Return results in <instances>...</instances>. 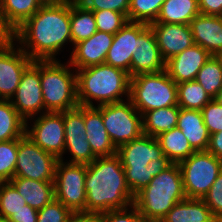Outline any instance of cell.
<instances>
[{"instance_id":"obj_13","label":"cell","mask_w":222,"mask_h":222,"mask_svg":"<svg viewBox=\"0 0 222 222\" xmlns=\"http://www.w3.org/2000/svg\"><path fill=\"white\" fill-rule=\"evenodd\" d=\"M13 40L0 42V99L10 100L33 60Z\"/></svg>"},{"instance_id":"obj_42","label":"cell","mask_w":222,"mask_h":222,"mask_svg":"<svg viewBox=\"0 0 222 222\" xmlns=\"http://www.w3.org/2000/svg\"><path fill=\"white\" fill-rule=\"evenodd\" d=\"M201 113L210 135L222 131V105L212 99L201 109Z\"/></svg>"},{"instance_id":"obj_17","label":"cell","mask_w":222,"mask_h":222,"mask_svg":"<svg viewBox=\"0 0 222 222\" xmlns=\"http://www.w3.org/2000/svg\"><path fill=\"white\" fill-rule=\"evenodd\" d=\"M150 27L165 62L195 44L190 25L153 22Z\"/></svg>"},{"instance_id":"obj_5","label":"cell","mask_w":222,"mask_h":222,"mask_svg":"<svg viewBox=\"0 0 222 222\" xmlns=\"http://www.w3.org/2000/svg\"><path fill=\"white\" fill-rule=\"evenodd\" d=\"M68 64V65H67ZM60 60H40V80L45 112H64L79 106L76 70Z\"/></svg>"},{"instance_id":"obj_16","label":"cell","mask_w":222,"mask_h":222,"mask_svg":"<svg viewBox=\"0 0 222 222\" xmlns=\"http://www.w3.org/2000/svg\"><path fill=\"white\" fill-rule=\"evenodd\" d=\"M165 70L154 31L148 25L137 38V47L132 55L130 77L144 73H155Z\"/></svg>"},{"instance_id":"obj_31","label":"cell","mask_w":222,"mask_h":222,"mask_svg":"<svg viewBox=\"0 0 222 222\" xmlns=\"http://www.w3.org/2000/svg\"><path fill=\"white\" fill-rule=\"evenodd\" d=\"M1 4L4 19L13 31L43 6L40 0H1Z\"/></svg>"},{"instance_id":"obj_24","label":"cell","mask_w":222,"mask_h":222,"mask_svg":"<svg viewBox=\"0 0 222 222\" xmlns=\"http://www.w3.org/2000/svg\"><path fill=\"white\" fill-rule=\"evenodd\" d=\"M26 200L27 205L42 209L55 198L54 181H37L25 177H14L9 181Z\"/></svg>"},{"instance_id":"obj_44","label":"cell","mask_w":222,"mask_h":222,"mask_svg":"<svg viewBox=\"0 0 222 222\" xmlns=\"http://www.w3.org/2000/svg\"><path fill=\"white\" fill-rule=\"evenodd\" d=\"M38 210L29 205L23 206V209L14 212L9 218V222H37Z\"/></svg>"},{"instance_id":"obj_14","label":"cell","mask_w":222,"mask_h":222,"mask_svg":"<svg viewBox=\"0 0 222 222\" xmlns=\"http://www.w3.org/2000/svg\"><path fill=\"white\" fill-rule=\"evenodd\" d=\"M65 129L64 153L70 152L72 159L70 164H90L97 156L93 153L87 141L86 127L84 123V106L66 110L63 112Z\"/></svg>"},{"instance_id":"obj_25","label":"cell","mask_w":222,"mask_h":222,"mask_svg":"<svg viewBox=\"0 0 222 222\" xmlns=\"http://www.w3.org/2000/svg\"><path fill=\"white\" fill-rule=\"evenodd\" d=\"M160 222H219L202 199L177 202Z\"/></svg>"},{"instance_id":"obj_3","label":"cell","mask_w":222,"mask_h":222,"mask_svg":"<svg viewBox=\"0 0 222 222\" xmlns=\"http://www.w3.org/2000/svg\"><path fill=\"white\" fill-rule=\"evenodd\" d=\"M129 73L122 69L107 64H99L76 70L77 100L78 104L94 107L93 101H98L97 106L119 103L125 94L130 95Z\"/></svg>"},{"instance_id":"obj_6","label":"cell","mask_w":222,"mask_h":222,"mask_svg":"<svg viewBox=\"0 0 222 222\" xmlns=\"http://www.w3.org/2000/svg\"><path fill=\"white\" fill-rule=\"evenodd\" d=\"M129 100L142 115L153 109L178 105L177 83L163 70L133 76Z\"/></svg>"},{"instance_id":"obj_22","label":"cell","mask_w":222,"mask_h":222,"mask_svg":"<svg viewBox=\"0 0 222 222\" xmlns=\"http://www.w3.org/2000/svg\"><path fill=\"white\" fill-rule=\"evenodd\" d=\"M84 123L87 141L97 157L111 156L117 153V149L112 144L103 124L102 114L96 105L94 107L84 106Z\"/></svg>"},{"instance_id":"obj_7","label":"cell","mask_w":222,"mask_h":222,"mask_svg":"<svg viewBox=\"0 0 222 222\" xmlns=\"http://www.w3.org/2000/svg\"><path fill=\"white\" fill-rule=\"evenodd\" d=\"M179 168L186 198L203 199L222 171V159L208 151H195Z\"/></svg>"},{"instance_id":"obj_49","label":"cell","mask_w":222,"mask_h":222,"mask_svg":"<svg viewBox=\"0 0 222 222\" xmlns=\"http://www.w3.org/2000/svg\"><path fill=\"white\" fill-rule=\"evenodd\" d=\"M43 5H51V4H67L68 0H40Z\"/></svg>"},{"instance_id":"obj_20","label":"cell","mask_w":222,"mask_h":222,"mask_svg":"<svg viewBox=\"0 0 222 222\" xmlns=\"http://www.w3.org/2000/svg\"><path fill=\"white\" fill-rule=\"evenodd\" d=\"M122 167L144 168L150 161L160 159L163 152L155 137L142 134L117 149Z\"/></svg>"},{"instance_id":"obj_43","label":"cell","mask_w":222,"mask_h":222,"mask_svg":"<svg viewBox=\"0 0 222 222\" xmlns=\"http://www.w3.org/2000/svg\"><path fill=\"white\" fill-rule=\"evenodd\" d=\"M80 4L91 11L113 10L128 18L130 0H81Z\"/></svg>"},{"instance_id":"obj_33","label":"cell","mask_w":222,"mask_h":222,"mask_svg":"<svg viewBox=\"0 0 222 222\" xmlns=\"http://www.w3.org/2000/svg\"><path fill=\"white\" fill-rule=\"evenodd\" d=\"M178 106L183 109L201 110L212 98L194 81L177 84Z\"/></svg>"},{"instance_id":"obj_15","label":"cell","mask_w":222,"mask_h":222,"mask_svg":"<svg viewBox=\"0 0 222 222\" xmlns=\"http://www.w3.org/2000/svg\"><path fill=\"white\" fill-rule=\"evenodd\" d=\"M148 26L145 23L127 22L114 34L106 55L105 64L124 70L130 75L132 55L137 47L138 35Z\"/></svg>"},{"instance_id":"obj_36","label":"cell","mask_w":222,"mask_h":222,"mask_svg":"<svg viewBox=\"0 0 222 222\" xmlns=\"http://www.w3.org/2000/svg\"><path fill=\"white\" fill-rule=\"evenodd\" d=\"M27 204L10 182H0V217L8 219Z\"/></svg>"},{"instance_id":"obj_32","label":"cell","mask_w":222,"mask_h":222,"mask_svg":"<svg viewBox=\"0 0 222 222\" xmlns=\"http://www.w3.org/2000/svg\"><path fill=\"white\" fill-rule=\"evenodd\" d=\"M25 122L10 100L0 99V142L22 137L25 134Z\"/></svg>"},{"instance_id":"obj_27","label":"cell","mask_w":222,"mask_h":222,"mask_svg":"<svg viewBox=\"0 0 222 222\" xmlns=\"http://www.w3.org/2000/svg\"><path fill=\"white\" fill-rule=\"evenodd\" d=\"M200 14L198 0H165L155 23L189 25Z\"/></svg>"},{"instance_id":"obj_29","label":"cell","mask_w":222,"mask_h":222,"mask_svg":"<svg viewBox=\"0 0 222 222\" xmlns=\"http://www.w3.org/2000/svg\"><path fill=\"white\" fill-rule=\"evenodd\" d=\"M171 164L172 162L163 155L160 159L150 161L144 168L123 167L127 185L132 194L135 196L149 184L153 177L160 174Z\"/></svg>"},{"instance_id":"obj_21","label":"cell","mask_w":222,"mask_h":222,"mask_svg":"<svg viewBox=\"0 0 222 222\" xmlns=\"http://www.w3.org/2000/svg\"><path fill=\"white\" fill-rule=\"evenodd\" d=\"M189 25L196 45L207 50L212 56L222 53V16L200 13Z\"/></svg>"},{"instance_id":"obj_18","label":"cell","mask_w":222,"mask_h":222,"mask_svg":"<svg viewBox=\"0 0 222 222\" xmlns=\"http://www.w3.org/2000/svg\"><path fill=\"white\" fill-rule=\"evenodd\" d=\"M113 39V34L97 30L88 39L73 45L68 63L75 70L104 64Z\"/></svg>"},{"instance_id":"obj_9","label":"cell","mask_w":222,"mask_h":222,"mask_svg":"<svg viewBox=\"0 0 222 222\" xmlns=\"http://www.w3.org/2000/svg\"><path fill=\"white\" fill-rule=\"evenodd\" d=\"M86 164H70L59 160L54 177L55 199L72 212L86 213Z\"/></svg>"},{"instance_id":"obj_48","label":"cell","mask_w":222,"mask_h":222,"mask_svg":"<svg viewBox=\"0 0 222 222\" xmlns=\"http://www.w3.org/2000/svg\"><path fill=\"white\" fill-rule=\"evenodd\" d=\"M96 215L85 212H72L66 222H95Z\"/></svg>"},{"instance_id":"obj_11","label":"cell","mask_w":222,"mask_h":222,"mask_svg":"<svg viewBox=\"0 0 222 222\" xmlns=\"http://www.w3.org/2000/svg\"><path fill=\"white\" fill-rule=\"evenodd\" d=\"M35 118L29 119V121L34 120L30 127L29 122H25V134L41 149L63 161L65 146L63 112H45Z\"/></svg>"},{"instance_id":"obj_40","label":"cell","mask_w":222,"mask_h":222,"mask_svg":"<svg viewBox=\"0 0 222 222\" xmlns=\"http://www.w3.org/2000/svg\"><path fill=\"white\" fill-rule=\"evenodd\" d=\"M72 211L59 200L53 199L38 210L37 222H66Z\"/></svg>"},{"instance_id":"obj_8","label":"cell","mask_w":222,"mask_h":222,"mask_svg":"<svg viewBox=\"0 0 222 222\" xmlns=\"http://www.w3.org/2000/svg\"><path fill=\"white\" fill-rule=\"evenodd\" d=\"M96 108L102 114L103 124L116 149L143 134L142 115L129 99Z\"/></svg>"},{"instance_id":"obj_52","label":"cell","mask_w":222,"mask_h":222,"mask_svg":"<svg viewBox=\"0 0 222 222\" xmlns=\"http://www.w3.org/2000/svg\"><path fill=\"white\" fill-rule=\"evenodd\" d=\"M0 222H9V221H8V219L1 218V217H0Z\"/></svg>"},{"instance_id":"obj_37","label":"cell","mask_w":222,"mask_h":222,"mask_svg":"<svg viewBox=\"0 0 222 222\" xmlns=\"http://www.w3.org/2000/svg\"><path fill=\"white\" fill-rule=\"evenodd\" d=\"M19 138L0 142V182L14 178Z\"/></svg>"},{"instance_id":"obj_50","label":"cell","mask_w":222,"mask_h":222,"mask_svg":"<svg viewBox=\"0 0 222 222\" xmlns=\"http://www.w3.org/2000/svg\"><path fill=\"white\" fill-rule=\"evenodd\" d=\"M218 104L222 105V88L218 92V94L213 98Z\"/></svg>"},{"instance_id":"obj_2","label":"cell","mask_w":222,"mask_h":222,"mask_svg":"<svg viewBox=\"0 0 222 222\" xmlns=\"http://www.w3.org/2000/svg\"><path fill=\"white\" fill-rule=\"evenodd\" d=\"M86 213L99 215L103 212L124 209L134 203L126 182L119 155L97 157L87 165L85 178Z\"/></svg>"},{"instance_id":"obj_53","label":"cell","mask_w":222,"mask_h":222,"mask_svg":"<svg viewBox=\"0 0 222 222\" xmlns=\"http://www.w3.org/2000/svg\"><path fill=\"white\" fill-rule=\"evenodd\" d=\"M217 57L219 58V60H220L221 63H222V53L218 54Z\"/></svg>"},{"instance_id":"obj_34","label":"cell","mask_w":222,"mask_h":222,"mask_svg":"<svg viewBox=\"0 0 222 222\" xmlns=\"http://www.w3.org/2000/svg\"><path fill=\"white\" fill-rule=\"evenodd\" d=\"M195 81L213 99L222 88V63L217 56H211L198 71Z\"/></svg>"},{"instance_id":"obj_45","label":"cell","mask_w":222,"mask_h":222,"mask_svg":"<svg viewBox=\"0 0 222 222\" xmlns=\"http://www.w3.org/2000/svg\"><path fill=\"white\" fill-rule=\"evenodd\" d=\"M198 3L201 14L222 16V0H198Z\"/></svg>"},{"instance_id":"obj_1","label":"cell","mask_w":222,"mask_h":222,"mask_svg":"<svg viewBox=\"0 0 222 222\" xmlns=\"http://www.w3.org/2000/svg\"><path fill=\"white\" fill-rule=\"evenodd\" d=\"M13 41L33 60H56L68 42L72 43L70 3L43 5L14 31Z\"/></svg>"},{"instance_id":"obj_41","label":"cell","mask_w":222,"mask_h":222,"mask_svg":"<svg viewBox=\"0 0 222 222\" xmlns=\"http://www.w3.org/2000/svg\"><path fill=\"white\" fill-rule=\"evenodd\" d=\"M202 200L211 209L213 216L222 222V171Z\"/></svg>"},{"instance_id":"obj_4","label":"cell","mask_w":222,"mask_h":222,"mask_svg":"<svg viewBox=\"0 0 222 222\" xmlns=\"http://www.w3.org/2000/svg\"><path fill=\"white\" fill-rule=\"evenodd\" d=\"M186 199L178 163H172L134 197L133 205L147 222H160L177 203Z\"/></svg>"},{"instance_id":"obj_47","label":"cell","mask_w":222,"mask_h":222,"mask_svg":"<svg viewBox=\"0 0 222 222\" xmlns=\"http://www.w3.org/2000/svg\"><path fill=\"white\" fill-rule=\"evenodd\" d=\"M14 38V31L7 25L3 13L0 0V42L10 41Z\"/></svg>"},{"instance_id":"obj_26","label":"cell","mask_w":222,"mask_h":222,"mask_svg":"<svg viewBox=\"0 0 222 222\" xmlns=\"http://www.w3.org/2000/svg\"><path fill=\"white\" fill-rule=\"evenodd\" d=\"M179 111L180 107L176 105L160 109H153L143 113V134L156 138L160 134L177 127Z\"/></svg>"},{"instance_id":"obj_23","label":"cell","mask_w":222,"mask_h":222,"mask_svg":"<svg viewBox=\"0 0 222 222\" xmlns=\"http://www.w3.org/2000/svg\"><path fill=\"white\" fill-rule=\"evenodd\" d=\"M177 127L195 151H207L210 133L203 121L201 110L180 108Z\"/></svg>"},{"instance_id":"obj_39","label":"cell","mask_w":222,"mask_h":222,"mask_svg":"<svg viewBox=\"0 0 222 222\" xmlns=\"http://www.w3.org/2000/svg\"><path fill=\"white\" fill-rule=\"evenodd\" d=\"M95 222H147L132 204L124 209H115L96 215Z\"/></svg>"},{"instance_id":"obj_51","label":"cell","mask_w":222,"mask_h":222,"mask_svg":"<svg viewBox=\"0 0 222 222\" xmlns=\"http://www.w3.org/2000/svg\"><path fill=\"white\" fill-rule=\"evenodd\" d=\"M81 0H68V3H80Z\"/></svg>"},{"instance_id":"obj_19","label":"cell","mask_w":222,"mask_h":222,"mask_svg":"<svg viewBox=\"0 0 222 222\" xmlns=\"http://www.w3.org/2000/svg\"><path fill=\"white\" fill-rule=\"evenodd\" d=\"M212 55L199 45L185 49L165 62V71L178 83L194 81L198 71Z\"/></svg>"},{"instance_id":"obj_30","label":"cell","mask_w":222,"mask_h":222,"mask_svg":"<svg viewBox=\"0 0 222 222\" xmlns=\"http://www.w3.org/2000/svg\"><path fill=\"white\" fill-rule=\"evenodd\" d=\"M70 29L72 46L91 37L97 31L93 11L80 3H70Z\"/></svg>"},{"instance_id":"obj_38","label":"cell","mask_w":222,"mask_h":222,"mask_svg":"<svg viewBox=\"0 0 222 222\" xmlns=\"http://www.w3.org/2000/svg\"><path fill=\"white\" fill-rule=\"evenodd\" d=\"M98 31L115 34L127 22L128 18L120 12L113 10L93 11Z\"/></svg>"},{"instance_id":"obj_35","label":"cell","mask_w":222,"mask_h":222,"mask_svg":"<svg viewBox=\"0 0 222 222\" xmlns=\"http://www.w3.org/2000/svg\"><path fill=\"white\" fill-rule=\"evenodd\" d=\"M165 0H130L128 21L150 25L155 22Z\"/></svg>"},{"instance_id":"obj_12","label":"cell","mask_w":222,"mask_h":222,"mask_svg":"<svg viewBox=\"0 0 222 222\" xmlns=\"http://www.w3.org/2000/svg\"><path fill=\"white\" fill-rule=\"evenodd\" d=\"M10 102L25 121L38 116L39 113H45L40 80V60L33 61L25 69Z\"/></svg>"},{"instance_id":"obj_46","label":"cell","mask_w":222,"mask_h":222,"mask_svg":"<svg viewBox=\"0 0 222 222\" xmlns=\"http://www.w3.org/2000/svg\"><path fill=\"white\" fill-rule=\"evenodd\" d=\"M207 151L222 159V131L210 135Z\"/></svg>"},{"instance_id":"obj_28","label":"cell","mask_w":222,"mask_h":222,"mask_svg":"<svg viewBox=\"0 0 222 222\" xmlns=\"http://www.w3.org/2000/svg\"><path fill=\"white\" fill-rule=\"evenodd\" d=\"M163 155L172 163H180L187 159L195 150L178 127H174L156 137Z\"/></svg>"},{"instance_id":"obj_10","label":"cell","mask_w":222,"mask_h":222,"mask_svg":"<svg viewBox=\"0 0 222 222\" xmlns=\"http://www.w3.org/2000/svg\"><path fill=\"white\" fill-rule=\"evenodd\" d=\"M59 159L36 145L26 134L19 138L14 177L54 181Z\"/></svg>"}]
</instances>
